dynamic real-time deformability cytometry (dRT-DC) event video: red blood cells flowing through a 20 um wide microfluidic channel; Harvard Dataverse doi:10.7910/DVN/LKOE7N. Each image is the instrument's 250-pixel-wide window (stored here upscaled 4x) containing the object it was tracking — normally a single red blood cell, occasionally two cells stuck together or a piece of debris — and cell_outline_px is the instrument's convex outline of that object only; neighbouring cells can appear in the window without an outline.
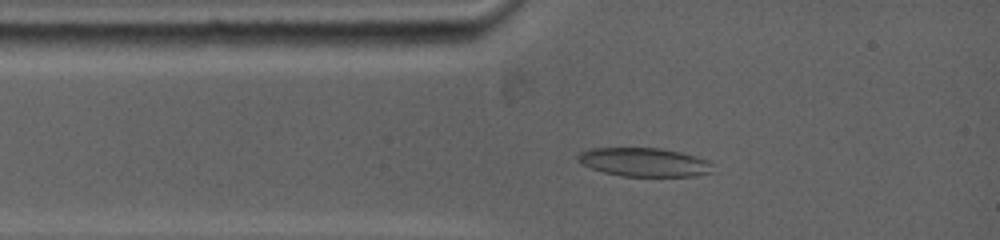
{"species": "common noctule bat (a hibernating species)", "species_latin": "Nyctalus noctula", "temperature_condition": "warm", "stored_images_in_passage": 18, "camera_frame_rate_fps": 5000, "um_per_image_px": 0.085, "animal": {"sex": "female", "body_mass_g": 19.0, "forearm_length_mm": 53.3}, "frame": {"image": 1, "passage_image": 3, "time_ms": 1.2, "image_size_px": [1000, 240], "cell_outline_px": [[712, 172], [696, 176], [620, 176], [604, 172], [580, 164], [576, 160], [576, 156], [580, 152], [588, 148], [664, 148], [696, 156], [708, 160], [712, 164]], "centroid_in_image_um": [54.73, 13.78], "position_along_channel_um": 30.3, "area_um2": 22.77}}
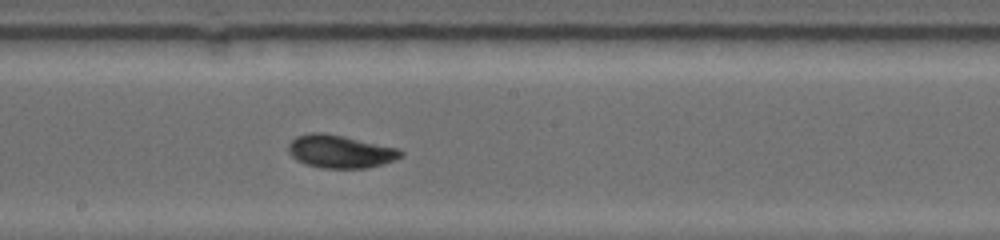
{"frame": {"image": 2, "passage_image": 12, "time_ms": 6.2, "image_size_px": [1000, 240], "cell_outline_px": [[404, 156], [396, 160], [384, 164], [368, 168], [320, 168], [304, 164], [296, 160], [288, 152], [288, 144], [296, 136], [312, 132], [324, 132], [344, 136], [400, 148], [404, 152]], "centroid_in_image_um": [28.95, 12.88], "position_along_channel_um": 219.2, "area_um2": 22.02}}
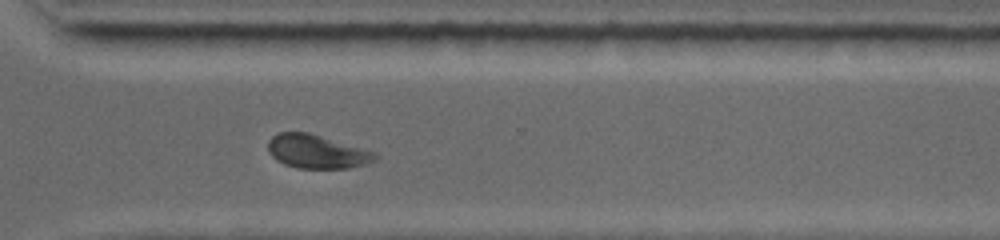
{"frame": {"image": 3, "passage_image": 18, "time_ms": 9.4, "image_size_px": [1000, 240], "cell_outline_px": [[380, 156], [376, 160], [368, 164], [348, 168], [296, 168], [284, 164], [276, 160], [268, 152], [268, 140], [272, 136], [280, 132], [308, 132], [376, 152]], "centroid_in_image_um": [26.94, 12.89], "position_along_channel_um": 343.7, "area_um2": 21.15}}